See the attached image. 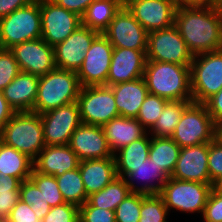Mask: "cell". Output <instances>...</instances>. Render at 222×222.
I'll use <instances>...</instances> for the list:
<instances>
[{
	"mask_svg": "<svg viewBox=\"0 0 222 222\" xmlns=\"http://www.w3.org/2000/svg\"><path fill=\"white\" fill-rule=\"evenodd\" d=\"M192 102L204 104L222 89V49L195 55L190 64Z\"/></svg>",
	"mask_w": 222,
	"mask_h": 222,
	"instance_id": "6",
	"label": "cell"
},
{
	"mask_svg": "<svg viewBox=\"0 0 222 222\" xmlns=\"http://www.w3.org/2000/svg\"><path fill=\"white\" fill-rule=\"evenodd\" d=\"M124 6L149 33L173 26L178 4L174 0H124Z\"/></svg>",
	"mask_w": 222,
	"mask_h": 222,
	"instance_id": "14",
	"label": "cell"
},
{
	"mask_svg": "<svg viewBox=\"0 0 222 222\" xmlns=\"http://www.w3.org/2000/svg\"><path fill=\"white\" fill-rule=\"evenodd\" d=\"M39 76L20 72L3 90V96L15 112H33Z\"/></svg>",
	"mask_w": 222,
	"mask_h": 222,
	"instance_id": "22",
	"label": "cell"
},
{
	"mask_svg": "<svg viewBox=\"0 0 222 222\" xmlns=\"http://www.w3.org/2000/svg\"><path fill=\"white\" fill-rule=\"evenodd\" d=\"M124 6V0H94L81 16V24L103 33Z\"/></svg>",
	"mask_w": 222,
	"mask_h": 222,
	"instance_id": "28",
	"label": "cell"
},
{
	"mask_svg": "<svg viewBox=\"0 0 222 222\" xmlns=\"http://www.w3.org/2000/svg\"><path fill=\"white\" fill-rule=\"evenodd\" d=\"M109 87L112 89L119 115L136 118L145 97L148 95L143 77Z\"/></svg>",
	"mask_w": 222,
	"mask_h": 222,
	"instance_id": "25",
	"label": "cell"
},
{
	"mask_svg": "<svg viewBox=\"0 0 222 222\" xmlns=\"http://www.w3.org/2000/svg\"><path fill=\"white\" fill-rule=\"evenodd\" d=\"M19 194L20 200L30 205L37 218L42 221L51 207L38 187L30 179L22 181Z\"/></svg>",
	"mask_w": 222,
	"mask_h": 222,
	"instance_id": "34",
	"label": "cell"
},
{
	"mask_svg": "<svg viewBox=\"0 0 222 222\" xmlns=\"http://www.w3.org/2000/svg\"><path fill=\"white\" fill-rule=\"evenodd\" d=\"M113 46L100 33L85 54L82 66L77 72L81 87L107 86Z\"/></svg>",
	"mask_w": 222,
	"mask_h": 222,
	"instance_id": "12",
	"label": "cell"
},
{
	"mask_svg": "<svg viewBox=\"0 0 222 222\" xmlns=\"http://www.w3.org/2000/svg\"><path fill=\"white\" fill-rule=\"evenodd\" d=\"M217 0H184V6H215Z\"/></svg>",
	"mask_w": 222,
	"mask_h": 222,
	"instance_id": "51",
	"label": "cell"
},
{
	"mask_svg": "<svg viewBox=\"0 0 222 222\" xmlns=\"http://www.w3.org/2000/svg\"><path fill=\"white\" fill-rule=\"evenodd\" d=\"M193 57L175 25L148 33L147 61L190 66Z\"/></svg>",
	"mask_w": 222,
	"mask_h": 222,
	"instance_id": "9",
	"label": "cell"
},
{
	"mask_svg": "<svg viewBox=\"0 0 222 222\" xmlns=\"http://www.w3.org/2000/svg\"><path fill=\"white\" fill-rule=\"evenodd\" d=\"M1 143H2V136H1V133H0V145H1Z\"/></svg>",
	"mask_w": 222,
	"mask_h": 222,
	"instance_id": "56",
	"label": "cell"
},
{
	"mask_svg": "<svg viewBox=\"0 0 222 222\" xmlns=\"http://www.w3.org/2000/svg\"><path fill=\"white\" fill-rule=\"evenodd\" d=\"M100 33L80 25L66 40L54 47L56 68L78 72L85 54Z\"/></svg>",
	"mask_w": 222,
	"mask_h": 222,
	"instance_id": "17",
	"label": "cell"
},
{
	"mask_svg": "<svg viewBox=\"0 0 222 222\" xmlns=\"http://www.w3.org/2000/svg\"><path fill=\"white\" fill-rule=\"evenodd\" d=\"M169 100L149 94L145 97L136 119L146 128L151 129L160 117Z\"/></svg>",
	"mask_w": 222,
	"mask_h": 222,
	"instance_id": "37",
	"label": "cell"
},
{
	"mask_svg": "<svg viewBox=\"0 0 222 222\" xmlns=\"http://www.w3.org/2000/svg\"><path fill=\"white\" fill-rule=\"evenodd\" d=\"M80 161L113 157L101 126L81 123L68 144Z\"/></svg>",
	"mask_w": 222,
	"mask_h": 222,
	"instance_id": "19",
	"label": "cell"
},
{
	"mask_svg": "<svg viewBox=\"0 0 222 222\" xmlns=\"http://www.w3.org/2000/svg\"><path fill=\"white\" fill-rule=\"evenodd\" d=\"M181 147L171 137H154L150 138L149 156L150 160L159 168H163L171 177Z\"/></svg>",
	"mask_w": 222,
	"mask_h": 222,
	"instance_id": "30",
	"label": "cell"
},
{
	"mask_svg": "<svg viewBox=\"0 0 222 222\" xmlns=\"http://www.w3.org/2000/svg\"><path fill=\"white\" fill-rule=\"evenodd\" d=\"M168 213L160 194H146L142 198L139 222H168Z\"/></svg>",
	"mask_w": 222,
	"mask_h": 222,
	"instance_id": "35",
	"label": "cell"
},
{
	"mask_svg": "<svg viewBox=\"0 0 222 222\" xmlns=\"http://www.w3.org/2000/svg\"><path fill=\"white\" fill-rule=\"evenodd\" d=\"M174 25L193 56L222 49V13L216 6L178 5Z\"/></svg>",
	"mask_w": 222,
	"mask_h": 222,
	"instance_id": "1",
	"label": "cell"
},
{
	"mask_svg": "<svg viewBox=\"0 0 222 222\" xmlns=\"http://www.w3.org/2000/svg\"><path fill=\"white\" fill-rule=\"evenodd\" d=\"M215 6L222 13V0H217V3Z\"/></svg>",
	"mask_w": 222,
	"mask_h": 222,
	"instance_id": "54",
	"label": "cell"
},
{
	"mask_svg": "<svg viewBox=\"0 0 222 222\" xmlns=\"http://www.w3.org/2000/svg\"><path fill=\"white\" fill-rule=\"evenodd\" d=\"M216 137V125L205 104L191 102L183 111L171 138L181 147L210 143Z\"/></svg>",
	"mask_w": 222,
	"mask_h": 222,
	"instance_id": "7",
	"label": "cell"
},
{
	"mask_svg": "<svg viewBox=\"0 0 222 222\" xmlns=\"http://www.w3.org/2000/svg\"><path fill=\"white\" fill-rule=\"evenodd\" d=\"M80 160L69 145H46L33 160V169L58 177L79 167Z\"/></svg>",
	"mask_w": 222,
	"mask_h": 222,
	"instance_id": "21",
	"label": "cell"
},
{
	"mask_svg": "<svg viewBox=\"0 0 222 222\" xmlns=\"http://www.w3.org/2000/svg\"><path fill=\"white\" fill-rule=\"evenodd\" d=\"M2 142L34 160L46 146L40 114L16 112L0 132Z\"/></svg>",
	"mask_w": 222,
	"mask_h": 222,
	"instance_id": "4",
	"label": "cell"
},
{
	"mask_svg": "<svg viewBox=\"0 0 222 222\" xmlns=\"http://www.w3.org/2000/svg\"><path fill=\"white\" fill-rule=\"evenodd\" d=\"M41 38L40 0L0 18V48L11 49L14 45Z\"/></svg>",
	"mask_w": 222,
	"mask_h": 222,
	"instance_id": "5",
	"label": "cell"
},
{
	"mask_svg": "<svg viewBox=\"0 0 222 222\" xmlns=\"http://www.w3.org/2000/svg\"><path fill=\"white\" fill-rule=\"evenodd\" d=\"M171 177L212 185L208 171V143L181 148Z\"/></svg>",
	"mask_w": 222,
	"mask_h": 222,
	"instance_id": "18",
	"label": "cell"
},
{
	"mask_svg": "<svg viewBox=\"0 0 222 222\" xmlns=\"http://www.w3.org/2000/svg\"><path fill=\"white\" fill-rule=\"evenodd\" d=\"M211 190L212 185L208 183L182 181L170 177L160 195L168 211L175 209L185 213L198 212L203 215Z\"/></svg>",
	"mask_w": 222,
	"mask_h": 222,
	"instance_id": "8",
	"label": "cell"
},
{
	"mask_svg": "<svg viewBox=\"0 0 222 222\" xmlns=\"http://www.w3.org/2000/svg\"><path fill=\"white\" fill-rule=\"evenodd\" d=\"M170 176L163 168H159L153 163V160L147 158L143 164L133 169L124 179L130 187L132 192H140L145 194H160L163 186ZM135 179L146 181L142 186H136ZM157 181V184L150 183V181ZM149 182V183H148Z\"/></svg>",
	"mask_w": 222,
	"mask_h": 222,
	"instance_id": "26",
	"label": "cell"
},
{
	"mask_svg": "<svg viewBox=\"0 0 222 222\" xmlns=\"http://www.w3.org/2000/svg\"><path fill=\"white\" fill-rule=\"evenodd\" d=\"M45 145H68L82 123L77 102L40 114Z\"/></svg>",
	"mask_w": 222,
	"mask_h": 222,
	"instance_id": "13",
	"label": "cell"
},
{
	"mask_svg": "<svg viewBox=\"0 0 222 222\" xmlns=\"http://www.w3.org/2000/svg\"><path fill=\"white\" fill-rule=\"evenodd\" d=\"M59 6L67 9L68 11L78 14L80 17L84 14L87 7L94 0H53Z\"/></svg>",
	"mask_w": 222,
	"mask_h": 222,
	"instance_id": "47",
	"label": "cell"
},
{
	"mask_svg": "<svg viewBox=\"0 0 222 222\" xmlns=\"http://www.w3.org/2000/svg\"><path fill=\"white\" fill-rule=\"evenodd\" d=\"M148 134L147 132L145 136L131 142L113 155L117 177L125 178L134 168L143 164L148 158L150 149Z\"/></svg>",
	"mask_w": 222,
	"mask_h": 222,
	"instance_id": "27",
	"label": "cell"
},
{
	"mask_svg": "<svg viewBox=\"0 0 222 222\" xmlns=\"http://www.w3.org/2000/svg\"><path fill=\"white\" fill-rule=\"evenodd\" d=\"M178 5L184 6V0H174Z\"/></svg>",
	"mask_w": 222,
	"mask_h": 222,
	"instance_id": "55",
	"label": "cell"
},
{
	"mask_svg": "<svg viewBox=\"0 0 222 222\" xmlns=\"http://www.w3.org/2000/svg\"><path fill=\"white\" fill-rule=\"evenodd\" d=\"M204 222H222V196L210 191L202 215Z\"/></svg>",
	"mask_w": 222,
	"mask_h": 222,
	"instance_id": "43",
	"label": "cell"
},
{
	"mask_svg": "<svg viewBox=\"0 0 222 222\" xmlns=\"http://www.w3.org/2000/svg\"><path fill=\"white\" fill-rule=\"evenodd\" d=\"M33 169V160L3 142L0 145V173L18 178L21 182L28 180Z\"/></svg>",
	"mask_w": 222,
	"mask_h": 222,
	"instance_id": "29",
	"label": "cell"
},
{
	"mask_svg": "<svg viewBox=\"0 0 222 222\" xmlns=\"http://www.w3.org/2000/svg\"><path fill=\"white\" fill-rule=\"evenodd\" d=\"M145 193L132 192L115 209L116 222H139L142 198Z\"/></svg>",
	"mask_w": 222,
	"mask_h": 222,
	"instance_id": "38",
	"label": "cell"
},
{
	"mask_svg": "<svg viewBox=\"0 0 222 222\" xmlns=\"http://www.w3.org/2000/svg\"><path fill=\"white\" fill-rule=\"evenodd\" d=\"M15 113V110L10 106L3 96L2 90H0V132Z\"/></svg>",
	"mask_w": 222,
	"mask_h": 222,
	"instance_id": "49",
	"label": "cell"
},
{
	"mask_svg": "<svg viewBox=\"0 0 222 222\" xmlns=\"http://www.w3.org/2000/svg\"><path fill=\"white\" fill-rule=\"evenodd\" d=\"M208 171L212 183L222 177V142L216 137L208 143Z\"/></svg>",
	"mask_w": 222,
	"mask_h": 222,
	"instance_id": "41",
	"label": "cell"
},
{
	"mask_svg": "<svg viewBox=\"0 0 222 222\" xmlns=\"http://www.w3.org/2000/svg\"><path fill=\"white\" fill-rule=\"evenodd\" d=\"M132 191L124 178L116 177L97 193L88 196L87 202L97 208L115 211Z\"/></svg>",
	"mask_w": 222,
	"mask_h": 222,
	"instance_id": "31",
	"label": "cell"
},
{
	"mask_svg": "<svg viewBox=\"0 0 222 222\" xmlns=\"http://www.w3.org/2000/svg\"><path fill=\"white\" fill-rule=\"evenodd\" d=\"M10 50L21 72L40 77L56 68L54 47L42 38L14 45Z\"/></svg>",
	"mask_w": 222,
	"mask_h": 222,
	"instance_id": "16",
	"label": "cell"
},
{
	"mask_svg": "<svg viewBox=\"0 0 222 222\" xmlns=\"http://www.w3.org/2000/svg\"><path fill=\"white\" fill-rule=\"evenodd\" d=\"M101 127L113 154L131 142L142 138L148 132L136 118L120 115Z\"/></svg>",
	"mask_w": 222,
	"mask_h": 222,
	"instance_id": "23",
	"label": "cell"
},
{
	"mask_svg": "<svg viewBox=\"0 0 222 222\" xmlns=\"http://www.w3.org/2000/svg\"><path fill=\"white\" fill-rule=\"evenodd\" d=\"M147 50L113 48L107 86L130 82L143 77Z\"/></svg>",
	"mask_w": 222,
	"mask_h": 222,
	"instance_id": "20",
	"label": "cell"
},
{
	"mask_svg": "<svg viewBox=\"0 0 222 222\" xmlns=\"http://www.w3.org/2000/svg\"><path fill=\"white\" fill-rule=\"evenodd\" d=\"M80 89L76 72L55 68L46 75L39 77L33 112L42 114L77 102Z\"/></svg>",
	"mask_w": 222,
	"mask_h": 222,
	"instance_id": "3",
	"label": "cell"
},
{
	"mask_svg": "<svg viewBox=\"0 0 222 222\" xmlns=\"http://www.w3.org/2000/svg\"><path fill=\"white\" fill-rule=\"evenodd\" d=\"M216 138L222 142V122L216 125Z\"/></svg>",
	"mask_w": 222,
	"mask_h": 222,
	"instance_id": "53",
	"label": "cell"
},
{
	"mask_svg": "<svg viewBox=\"0 0 222 222\" xmlns=\"http://www.w3.org/2000/svg\"><path fill=\"white\" fill-rule=\"evenodd\" d=\"M79 222H116L115 211L93 207L86 201L79 207Z\"/></svg>",
	"mask_w": 222,
	"mask_h": 222,
	"instance_id": "42",
	"label": "cell"
},
{
	"mask_svg": "<svg viewBox=\"0 0 222 222\" xmlns=\"http://www.w3.org/2000/svg\"><path fill=\"white\" fill-rule=\"evenodd\" d=\"M41 38L50 46L66 40L81 24V17L53 0H40Z\"/></svg>",
	"mask_w": 222,
	"mask_h": 222,
	"instance_id": "11",
	"label": "cell"
},
{
	"mask_svg": "<svg viewBox=\"0 0 222 222\" xmlns=\"http://www.w3.org/2000/svg\"><path fill=\"white\" fill-rule=\"evenodd\" d=\"M77 103L83 124L102 126L119 116L115 98L109 86L81 87Z\"/></svg>",
	"mask_w": 222,
	"mask_h": 222,
	"instance_id": "10",
	"label": "cell"
},
{
	"mask_svg": "<svg viewBox=\"0 0 222 222\" xmlns=\"http://www.w3.org/2000/svg\"><path fill=\"white\" fill-rule=\"evenodd\" d=\"M191 102L192 100L169 101L148 133H151L150 135L154 137H171L184 109Z\"/></svg>",
	"mask_w": 222,
	"mask_h": 222,
	"instance_id": "32",
	"label": "cell"
},
{
	"mask_svg": "<svg viewBox=\"0 0 222 222\" xmlns=\"http://www.w3.org/2000/svg\"><path fill=\"white\" fill-rule=\"evenodd\" d=\"M113 48L147 50L148 32L123 6L102 33Z\"/></svg>",
	"mask_w": 222,
	"mask_h": 222,
	"instance_id": "15",
	"label": "cell"
},
{
	"mask_svg": "<svg viewBox=\"0 0 222 222\" xmlns=\"http://www.w3.org/2000/svg\"><path fill=\"white\" fill-rule=\"evenodd\" d=\"M215 125L222 122V89L204 103Z\"/></svg>",
	"mask_w": 222,
	"mask_h": 222,
	"instance_id": "46",
	"label": "cell"
},
{
	"mask_svg": "<svg viewBox=\"0 0 222 222\" xmlns=\"http://www.w3.org/2000/svg\"><path fill=\"white\" fill-rule=\"evenodd\" d=\"M79 171L87 196L102 190L117 177L114 157L80 161Z\"/></svg>",
	"mask_w": 222,
	"mask_h": 222,
	"instance_id": "24",
	"label": "cell"
},
{
	"mask_svg": "<svg viewBox=\"0 0 222 222\" xmlns=\"http://www.w3.org/2000/svg\"><path fill=\"white\" fill-rule=\"evenodd\" d=\"M21 181L12 176L0 173V193L9 191H20Z\"/></svg>",
	"mask_w": 222,
	"mask_h": 222,
	"instance_id": "50",
	"label": "cell"
},
{
	"mask_svg": "<svg viewBox=\"0 0 222 222\" xmlns=\"http://www.w3.org/2000/svg\"><path fill=\"white\" fill-rule=\"evenodd\" d=\"M42 222H79V207L71 203L51 207Z\"/></svg>",
	"mask_w": 222,
	"mask_h": 222,
	"instance_id": "40",
	"label": "cell"
},
{
	"mask_svg": "<svg viewBox=\"0 0 222 222\" xmlns=\"http://www.w3.org/2000/svg\"><path fill=\"white\" fill-rule=\"evenodd\" d=\"M15 56L10 49L0 48V90H3L20 73Z\"/></svg>",
	"mask_w": 222,
	"mask_h": 222,
	"instance_id": "39",
	"label": "cell"
},
{
	"mask_svg": "<svg viewBox=\"0 0 222 222\" xmlns=\"http://www.w3.org/2000/svg\"><path fill=\"white\" fill-rule=\"evenodd\" d=\"M6 222H42L37 218L31 206L19 200L16 206L11 210L10 216Z\"/></svg>",
	"mask_w": 222,
	"mask_h": 222,
	"instance_id": "44",
	"label": "cell"
},
{
	"mask_svg": "<svg viewBox=\"0 0 222 222\" xmlns=\"http://www.w3.org/2000/svg\"><path fill=\"white\" fill-rule=\"evenodd\" d=\"M29 179L38 187L50 207L65 203L54 176L44 175L32 169Z\"/></svg>",
	"mask_w": 222,
	"mask_h": 222,
	"instance_id": "36",
	"label": "cell"
},
{
	"mask_svg": "<svg viewBox=\"0 0 222 222\" xmlns=\"http://www.w3.org/2000/svg\"><path fill=\"white\" fill-rule=\"evenodd\" d=\"M55 178L65 203H71L80 207L87 201L88 196L84 188L79 167Z\"/></svg>",
	"mask_w": 222,
	"mask_h": 222,
	"instance_id": "33",
	"label": "cell"
},
{
	"mask_svg": "<svg viewBox=\"0 0 222 222\" xmlns=\"http://www.w3.org/2000/svg\"><path fill=\"white\" fill-rule=\"evenodd\" d=\"M20 200L19 191H9L0 193V222H6L11 210Z\"/></svg>",
	"mask_w": 222,
	"mask_h": 222,
	"instance_id": "45",
	"label": "cell"
},
{
	"mask_svg": "<svg viewBox=\"0 0 222 222\" xmlns=\"http://www.w3.org/2000/svg\"><path fill=\"white\" fill-rule=\"evenodd\" d=\"M35 0H0V18L31 4Z\"/></svg>",
	"mask_w": 222,
	"mask_h": 222,
	"instance_id": "48",
	"label": "cell"
},
{
	"mask_svg": "<svg viewBox=\"0 0 222 222\" xmlns=\"http://www.w3.org/2000/svg\"><path fill=\"white\" fill-rule=\"evenodd\" d=\"M143 79L149 94L169 101L192 100L190 66L146 61Z\"/></svg>",
	"mask_w": 222,
	"mask_h": 222,
	"instance_id": "2",
	"label": "cell"
},
{
	"mask_svg": "<svg viewBox=\"0 0 222 222\" xmlns=\"http://www.w3.org/2000/svg\"><path fill=\"white\" fill-rule=\"evenodd\" d=\"M212 190L216 194L222 196V177L218 178L216 181L213 182Z\"/></svg>",
	"mask_w": 222,
	"mask_h": 222,
	"instance_id": "52",
	"label": "cell"
}]
</instances>
